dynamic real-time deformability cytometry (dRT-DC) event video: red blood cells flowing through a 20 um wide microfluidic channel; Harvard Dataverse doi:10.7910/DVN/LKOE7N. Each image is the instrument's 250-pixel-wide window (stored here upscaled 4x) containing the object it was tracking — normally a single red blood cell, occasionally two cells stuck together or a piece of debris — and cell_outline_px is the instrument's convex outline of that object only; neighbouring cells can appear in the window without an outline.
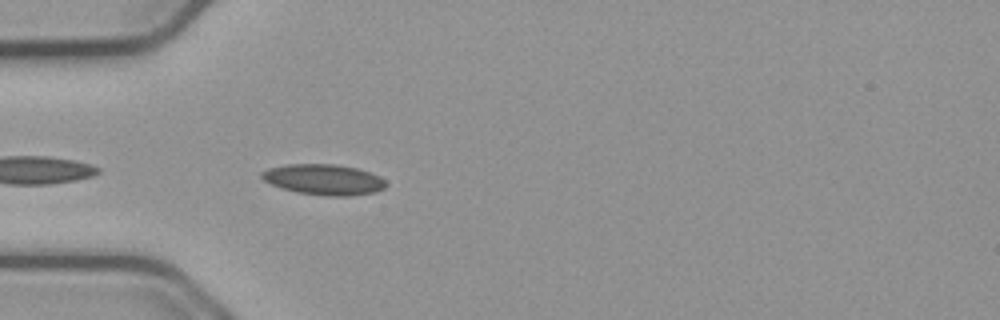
{"species": "common noctule bat (a hibernating species)", "species_latin": "Nyctalus noctula", "temperature_condition": "cold", "stored_images_in_passage": 9, "camera_frame_rate_fps": 3000, "um_per_image_px": 0.085, "animal": {"sex": "male", "body_mass_g": 23.1, "forearm_length_mm": 52.7}, "frame": {"image": 1, "passage_image": 2, "time_ms": 0.333, "image_size_px": [1000, 320], "cell_outline_px": [[388, 184], [384, 188], [376, 192], [352, 196], [324, 196], [296, 192], [280, 188], [264, 180], [260, 176], [260, 172], [268, 168], [284, 164], [336, 164], [356, 168], [380, 176]], "centroid_in_image_um": [27.51, 15.26], "position_along_channel_um": 57.5, "area_um2": 22.43}}
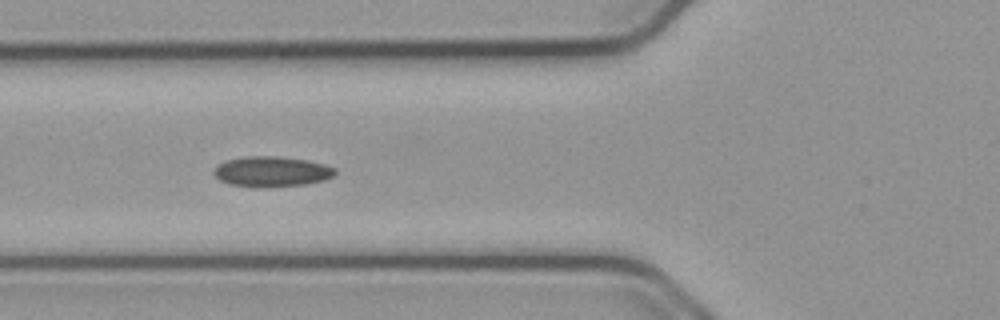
{"frame": {"image": 2, "passage_image": 6, "time_ms": 1.667, "image_size_px": [1000, 320], "cell_outline_px": [[336, 172], [332, 176], [324, 180], [308, 184], [256, 188], [252, 188], [232, 184], [220, 180], [212, 172], [220, 164], [228, 160], [244, 156], [276, 156], [308, 160], [324, 164], [336, 168]], "centroid_in_image_um": [23.12, 14.59], "position_along_channel_um": 102.7, "area_um2": 21.44}}